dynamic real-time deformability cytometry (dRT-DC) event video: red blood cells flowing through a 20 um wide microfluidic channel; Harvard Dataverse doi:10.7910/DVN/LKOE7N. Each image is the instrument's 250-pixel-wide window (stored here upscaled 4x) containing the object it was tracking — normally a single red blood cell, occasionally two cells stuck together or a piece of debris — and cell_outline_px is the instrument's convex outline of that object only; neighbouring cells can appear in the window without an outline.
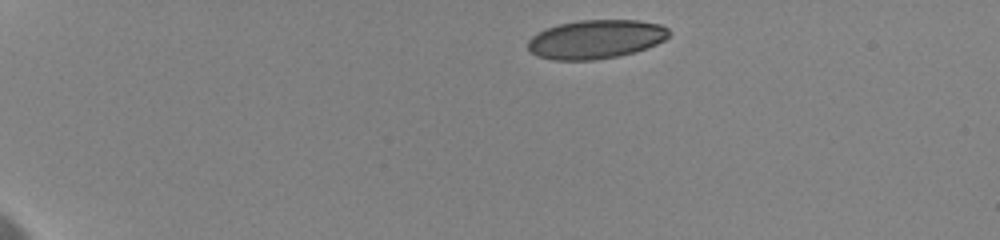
{"species": "human", "species_latin": "Homo sapiens", "temperature_condition": "cold", "stored_images_in_passage": 16, "camera_frame_rate_fps": 3000, "um_per_image_px": 0.085, "donor": {"sex": "female"}, "frame": {"image": 1, "passage_image": 1, "time_ms": 0.0, "image_size_px": [1000, 240], "cell_outline_px": [[668, 36], [664, 40], [656, 44], [632, 52], [616, 56], [592, 60], [552, 60], [536, 56], [528, 48], [528, 40], [532, 36], [548, 28], [560, 24], [580, 20], [636, 20], [660, 24], [668, 28]], "centroid_in_image_um": [50.62, 3.33], "position_along_channel_um": 34.4, "area_um2": 31.56}}